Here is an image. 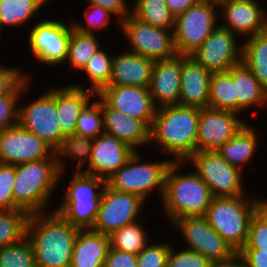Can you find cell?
<instances>
[{
    "mask_svg": "<svg viewBox=\"0 0 267 267\" xmlns=\"http://www.w3.org/2000/svg\"><path fill=\"white\" fill-rule=\"evenodd\" d=\"M94 138L78 136L75 134L66 135L60 147L55 151L57 157L58 168L60 171L59 181H61L66 167L65 160L74 161L75 172H83V166L86 164L87 168L90 162L91 151ZM65 159V160H63Z\"/></svg>",
    "mask_w": 267,
    "mask_h": 267,
    "instance_id": "obj_29",
    "label": "cell"
},
{
    "mask_svg": "<svg viewBox=\"0 0 267 267\" xmlns=\"http://www.w3.org/2000/svg\"><path fill=\"white\" fill-rule=\"evenodd\" d=\"M181 69L182 55L154 62L148 88L156 108L178 104Z\"/></svg>",
    "mask_w": 267,
    "mask_h": 267,
    "instance_id": "obj_21",
    "label": "cell"
},
{
    "mask_svg": "<svg viewBox=\"0 0 267 267\" xmlns=\"http://www.w3.org/2000/svg\"><path fill=\"white\" fill-rule=\"evenodd\" d=\"M184 163L173 161L165 177L161 207L170 225L183 217L205 216L213 199L209 187L194 170L192 173H179Z\"/></svg>",
    "mask_w": 267,
    "mask_h": 267,
    "instance_id": "obj_3",
    "label": "cell"
},
{
    "mask_svg": "<svg viewBox=\"0 0 267 267\" xmlns=\"http://www.w3.org/2000/svg\"><path fill=\"white\" fill-rule=\"evenodd\" d=\"M145 204L138 195L109 188L105 185L95 223L91 230L110 236L125 225L137 221Z\"/></svg>",
    "mask_w": 267,
    "mask_h": 267,
    "instance_id": "obj_13",
    "label": "cell"
},
{
    "mask_svg": "<svg viewBox=\"0 0 267 267\" xmlns=\"http://www.w3.org/2000/svg\"><path fill=\"white\" fill-rule=\"evenodd\" d=\"M165 1L170 12L176 18L177 16L184 13L192 5L198 3L200 0H165Z\"/></svg>",
    "mask_w": 267,
    "mask_h": 267,
    "instance_id": "obj_50",
    "label": "cell"
},
{
    "mask_svg": "<svg viewBox=\"0 0 267 267\" xmlns=\"http://www.w3.org/2000/svg\"><path fill=\"white\" fill-rule=\"evenodd\" d=\"M17 124L45 141L56 151L65 137L57 117L56 86L45 90V93L26 105L19 104Z\"/></svg>",
    "mask_w": 267,
    "mask_h": 267,
    "instance_id": "obj_10",
    "label": "cell"
},
{
    "mask_svg": "<svg viewBox=\"0 0 267 267\" xmlns=\"http://www.w3.org/2000/svg\"><path fill=\"white\" fill-rule=\"evenodd\" d=\"M177 251L171 245L166 267H210L211 261L193 250L180 248Z\"/></svg>",
    "mask_w": 267,
    "mask_h": 267,
    "instance_id": "obj_44",
    "label": "cell"
},
{
    "mask_svg": "<svg viewBox=\"0 0 267 267\" xmlns=\"http://www.w3.org/2000/svg\"><path fill=\"white\" fill-rule=\"evenodd\" d=\"M114 55H108L106 50L99 49L89 59L87 64L81 70L87 75L91 82L89 90L98 94L111 79L112 65Z\"/></svg>",
    "mask_w": 267,
    "mask_h": 267,
    "instance_id": "obj_37",
    "label": "cell"
},
{
    "mask_svg": "<svg viewBox=\"0 0 267 267\" xmlns=\"http://www.w3.org/2000/svg\"><path fill=\"white\" fill-rule=\"evenodd\" d=\"M141 158L135 151L127 163L106 180V185L117 191L138 195L145 201L156 189L159 190L160 200H162L165 177L168 167L173 162L172 157L162 161H148V163L142 162Z\"/></svg>",
    "mask_w": 267,
    "mask_h": 267,
    "instance_id": "obj_7",
    "label": "cell"
},
{
    "mask_svg": "<svg viewBox=\"0 0 267 267\" xmlns=\"http://www.w3.org/2000/svg\"><path fill=\"white\" fill-rule=\"evenodd\" d=\"M131 14L140 21L152 26L173 29L175 17L165 0H134Z\"/></svg>",
    "mask_w": 267,
    "mask_h": 267,
    "instance_id": "obj_33",
    "label": "cell"
},
{
    "mask_svg": "<svg viewBox=\"0 0 267 267\" xmlns=\"http://www.w3.org/2000/svg\"><path fill=\"white\" fill-rule=\"evenodd\" d=\"M154 60L128 50L114 54L111 79L107 86L150 85Z\"/></svg>",
    "mask_w": 267,
    "mask_h": 267,
    "instance_id": "obj_23",
    "label": "cell"
},
{
    "mask_svg": "<svg viewBox=\"0 0 267 267\" xmlns=\"http://www.w3.org/2000/svg\"><path fill=\"white\" fill-rule=\"evenodd\" d=\"M258 2V0L218 1L217 11L220 13V19L223 18V23L219 25L235 35L244 37V40L267 30V14Z\"/></svg>",
    "mask_w": 267,
    "mask_h": 267,
    "instance_id": "obj_18",
    "label": "cell"
},
{
    "mask_svg": "<svg viewBox=\"0 0 267 267\" xmlns=\"http://www.w3.org/2000/svg\"><path fill=\"white\" fill-rule=\"evenodd\" d=\"M26 76L30 78L17 66L6 68L0 64V96L10 93Z\"/></svg>",
    "mask_w": 267,
    "mask_h": 267,
    "instance_id": "obj_46",
    "label": "cell"
},
{
    "mask_svg": "<svg viewBox=\"0 0 267 267\" xmlns=\"http://www.w3.org/2000/svg\"><path fill=\"white\" fill-rule=\"evenodd\" d=\"M147 230L137 221L125 225L110 236V248L137 255L150 242Z\"/></svg>",
    "mask_w": 267,
    "mask_h": 267,
    "instance_id": "obj_36",
    "label": "cell"
},
{
    "mask_svg": "<svg viewBox=\"0 0 267 267\" xmlns=\"http://www.w3.org/2000/svg\"><path fill=\"white\" fill-rule=\"evenodd\" d=\"M190 163L209 187L213 197L246 195L244 173L228 163L217 151L196 152L185 161V164Z\"/></svg>",
    "mask_w": 267,
    "mask_h": 267,
    "instance_id": "obj_9",
    "label": "cell"
},
{
    "mask_svg": "<svg viewBox=\"0 0 267 267\" xmlns=\"http://www.w3.org/2000/svg\"><path fill=\"white\" fill-rule=\"evenodd\" d=\"M248 121L240 131L222 145L217 152L232 166L239 168L242 172L245 165L254 158L258 148V137L256 130Z\"/></svg>",
    "mask_w": 267,
    "mask_h": 267,
    "instance_id": "obj_28",
    "label": "cell"
},
{
    "mask_svg": "<svg viewBox=\"0 0 267 267\" xmlns=\"http://www.w3.org/2000/svg\"><path fill=\"white\" fill-rule=\"evenodd\" d=\"M267 200L256 197H213L205 218L236 252L246 244L249 225L257 209Z\"/></svg>",
    "mask_w": 267,
    "mask_h": 267,
    "instance_id": "obj_5",
    "label": "cell"
},
{
    "mask_svg": "<svg viewBox=\"0 0 267 267\" xmlns=\"http://www.w3.org/2000/svg\"><path fill=\"white\" fill-rule=\"evenodd\" d=\"M63 86L56 87V109L60 129L66 136L75 133L78 117L96 93L78 82Z\"/></svg>",
    "mask_w": 267,
    "mask_h": 267,
    "instance_id": "obj_24",
    "label": "cell"
},
{
    "mask_svg": "<svg viewBox=\"0 0 267 267\" xmlns=\"http://www.w3.org/2000/svg\"><path fill=\"white\" fill-rule=\"evenodd\" d=\"M200 108L171 105L156 108L149 143L157 145L173 161H186L196 153ZM169 153V154H168Z\"/></svg>",
    "mask_w": 267,
    "mask_h": 267,
    "instance_id": "obj_2",
    "label": "cell"
},
{
    "mask_svg": "<svg viewBox=\"0 0 267 267\" xmlns=\"http://www.w3.org/2000/svg\"><path fill=\"white\" fill-rule=\"evenodd\" d=\"M228 110L200 108L196 152L217 151L248 122Z\"/></svg>",
    "mask_w": 267,
    "mask_h": 267,
    "instance_id": "obj_17",
    "label": "cell"
},
{
    "mask_svg": "<svg viewBox=\"0 0 267 267\" xmlns=\"http://www.w3.org/2000/svg\"><path fill=\"white\" fill-rule=\"evenodd\" d=\"M14 183L15 165L0 163V210H15Z\"/></svg>",
    "mask_w": 267,
    "mask_h": 267,
    "instance_id": "obj_45",
    "label": "cell"
},
{
    "mask_svg": "<svg viewBox=\"0 0 267 267\" xmlns=\"http://www.w3.org/2000/svg\"><path fill=\"white\" fill-rule=\"evenodd\" d=\"M98 95L113 109L140 120L149 130L156 107L149 88L137 86H105Z\"/></svg>",
    "mask_w": 267,
    "mask_h": 267,
    "instance_id": "obj_19",
    "label": "cell"
},
{
    "mask_svg": "<svg viewBox=\"0 0 267 267\" xmlns=\"http://www.w3.org/2000/svg\"><path fill=\"white\" fill-rule=\"evenodd\" d=\"M246 267H267V251L263 249H241Z\"/></svg>",
    "mask_w": 267,
    "mask_h": 267,
    "instance_id": "obj_49",
    "label": "cell"
},
{
    "mask_svg": "<svg viewBox=\"0 0 267 267\" xmlns=\"http://www.w3.org/2000/svg\"><path fill=\"white\" fill-rule=\"evenodd\" d=\"M46 6L43 0H1L0 1V37L3 27H24L27 22Z\"/></svg>",
    "mask_w": 267,
    "mask_h": 267,
    "instance_id": "obj_31",
    "label": "cell"
},
{
    "mask_svg": "<svg viewBox=\"0 0 267 267\" xmlns=\"http://www.w3.org/2000/svg\"><path fill=\"white\" fill-rule=\"evenodd\" d=\"M121 31L130 45L128 51L154 61L178 55L173 29L152 26L135 18L132 14L120 23ZM172 30V31H171Z\"/></svg>",
    "mask_w": 267,
    "mask_h": 267,
    "instance_id": "obj_11",
    "label": "cell"
},
{
    "mask_svg": "<svg viewBox=\"0 0 267 267\" xmlns=\"http://www.w3.org/2000/svg\"><path fill=\"white\" fill-rule=\"evenodd\" d=\"M27 76L8 94L0 96V132L18 123V104L23 94L30 90Z\"/></svg>",
    "mask_w": 267,
    "mask_h": 267,
    "instance_id": "obj_39",
    "label": "cell"
},
{
    "mask_svg": "<svg viewBox=\"0 0 267 267\" xmlns=\"http://www.w3.org/2000/svg\"><path fill=\"white\" fill-rule=\"evenodd\" d=\"M178 229L186 249L193 250L211 262L230 258L236 251L208 223L204 216L183 217L171 224Z\"/></svg>",
    "mask_w": 267,
    "mask_h": 267,
    "instance_id": "obj_14",
    "label": "cell"
},
{
    "mask_svg": "<svg viewBox=\"0 0 267 267\" xmlns=\"http://www.w3.org/2000/svg\"><path fill=\"white\" fill-rule=\"evenodd\" d=\"M210 267H246V264L242 255L236 252L228 259L211 262Z\"/></svg>",
    "mask_w": 267,
    "mask_h": 267,
    "instance_id": "obj_51",
    "label": "cell"
},
{
    "mask_svg": "<svg viewBox=\"0 0 267 267\" xmlns=\"http://www.w3.org/2000/svg\"><path fill=\"white\" fill-rule=\"evenodd\" d=\"M233 32L218 25L191 54L211 73L226 72L242 62V44Z\"/></svg>",
    "mask_w": 267,
    "mask_h": 267,
    "instance_id": "obj_15",
    "label": "cell"
},
{
    "mask_svg": "<svg viewBox=\"0 0 267 267\" xmlns=\"http://www.w3.org/2000/svg\"><path fill=\"white\" fill-rule=\"evenodd\" d=\"M59 176L57 158L15 165V210H23L30 215L46 212L52 193L60 182Z\"/></svg>",
    "mask_w": 267,
    "mask_h": 267,
    "instance_id": "obj_4",
    "label": "cell"
},
{
    "mask_svg": "<svg viewBox=\"0 0 267 267\" xmlns=\"http://www.w3.org/2000/svg\"><path fill=\"white\" fill-rule=\"evenodd\" d=\"M103 267H137V255L109 248Z\"/></svg>",
    "mask_w": 267,
    "mask_h": 267,
    "instance_id": "obj_48",
    "label": "cell"
},
{
    "mask_svg": "<svg viewBox=\"0 0 267 267\" xmlns=\"http://www.w3.org/2000/svg\"><path fill=\"white\" fill-rule=\"evenodd\" d=\"M227 72L231 75L238 98V114L250 110L267 107V89L256 79L251 69L240 62Z\"/></svg>",
    "mask_w": 267,
    "mask_h": 267,
    "instance_id": "obj_27",
    "label": "cell"
},
{
    "mask_svg": "<svg viewBox=\"0 0 267 267\" xmlns=\"http://www.w3.org/2000/svg\"><path fill=\"white\" fill-rule=\"evenodd\" d=\"M97 38L95 33L80 32L72 27L66 60L71 69L81 71L96 51L102 48Z\"/></svg>",
    "mask_w": 267,
    "mask_h": 267,
    "instance_id": "obj_34",
    "label": "cell"
},
{
    "mask_svg": "<svg viewBox=\"0 0 267 267\" xmlns=\"http://www.w3.org/2000/svg\"><path fill=\"white\" fill-rule=\"evenodd\" d=\"M30 214L23 210H0V248L27 237Z\"/></svg>",
    "mask_w": 267,
    "mask_h": 267,
    "instance_id": "obj_35",
    "label": "cell"
},
{
    "mask_svg": "<svg viewBox=\"0 0 267 267\" xmlns=\"http://www.w3.org/2000/svg\"><path fill=\"white\" fill-rule=\"evenodd\" d=\"M89 4L101 6L115 16L118 27L131 14V7L126 0H88ZM130 7V8H129Z\"/></svg>",
    "mask_w": 267,
    "mask_h": 267,
    "instance_id": "obj_47",
    "label": "cell"
},
{
    "mask_svg": "<svg viewBox=\"0 0 267 267\" xmlns=\"http://www.w3.org/2000/svg\"><path fill=\"white\" fill-rule=\"evenodd\" d=\"M218 3L200 0L175 18L173 36L178 55H191L217 27Z\"/></svg>",
    "mask_w": 267,
    "mask_h": 267,
    "instance_id": "obj_8",
    "label": "cell"
},
{
    "mask_svg": "<svg viewBox=\"0 0 267 267\" xmlns=\"http://www.w3.org/2000/svg\"><path fill=\"white\" fill-rule=\"evenodd\" d=\"M57 158L55 150L18 124L0 132V163L18 165Z\"/></svg>",
    "mask_w": 267,
    "mask_h": 267,
    "instance_id": "obj_16",
    "label": "cell"
},
{
    "mask_svg": "<svg viewBox=\"0 0 267 267\" xmlns=\"http://www.w3.org/2000/svg\"><path fill=\"white\" fill-rule=\"evenodd\" d=\"M31 27L28 46L35 59L44 65H61L68 57V44L71 37L72 23L66 25L55 19H39Z\"/></svg>",
    "mask_w": 267,
    "mask_h": 267,
    "instance_id": "obj_12",
    "label": "cell"
},
{
    "mask_svg": "<svg viewBox=\"0 0 267 267\" xmlns=\"http://www.w3.org/2000/svg\"><path fill=\"white\" fill-rule=\"evenodd\" d=\"M211 74L191 55H182L181 88L178 104L208 108Z\"/></svg>",
    "mask_w": 267,
    "mask_h": 267,
    "instance_id": "obj_22",
    "label": "cell"
},
{
    "mask_svg": "<svg viewBox=\"0 0 267 267\" xmlns=\"http://www.w3.org/2000/svg\"><path fill=\"white\" fill-rule=\"evenodd\" d=\"M0 267H36L31 241L25 237L14 245L1 247Z\"/></svg>",
    "mask_w": 267,
    "mask_h": 267,
    "instance_id": "obj_40",
    "label": "cell"
},
{
    "mask_svg": "<svg viewBox=\"0 0 267 267\" xmlns=\"http://www.w3.org/2000/svg\"><path fill=\"white\" fill-rule=\"evenodd\" d=\"M79 230L55 209L32 214L27 238L33 245L36 267H70Z\"/></svg>",
    "mask_w": 267,
    "mask_h": 267,
    "instance_id": "obj_1",
    "label": "cell"
},
{
    "mask_svg": "<svg viewBox=\"0 0 267 267\" xmlns=\"http://www.w3.org/2000/svg\"><path fill=\"white\" fill-rule=\"evenodd\" d=\"M170 249L169 243L148 244L137 254V267H166Z\"/></svg>",
    "mask_w": 267,
    "mask_h": 267,
    "instance_id": "obj_43",
    "label": "cell"
},
{
    "mask_svg": "<svg viewBox=\"0 0 267 267\" xmlns=\"http://www.w3.org/2000/svg\"><path fill=\"white\" fill-rule=\"evenodd\" d=\"M135 153L131 147L113 135L102 133L94 138L90 162L84 173L97 176L105 181L125 165Z\"/></svg>",
    "mask_w": 267,
    "mask_h": 267,
    "instance_id": "obj_20",
    "label": "cell"
},
{
    "mask_svg": "<svg viewBox=\"0 0 267 267\" xmlns=\"http://www.w3.org/2000/svg\"><path fill=\"white\" fill-rule=\"evenodd\" d=\"M242 249H263L267 251V200L252 216L247 242Z\"/></svg>",
    "mask_w": 267,
    "mask_h": 267,
    "instance_id": "obj_41",
    "label": "cell"
},
{
    "mask_svg": "<svg viewBox=\"0 0 267 267\" xmlns=\"http://www.w3.org/2000/svg\"><path fill=\"white\" fill-rule=\"evenodd\" d=\"M104 179L84 172H74L70 185L65 189L63 202L55 207L69 223L80 229H91L99 210Z\"/></svg>",
    "mask_w": 267,
    "mask_h": 267,
    "instance_id": "obj_6",
    "label": "cell"
},
{
    "mask_svg": "<svg viewBox=\"0 0 267 267\" xmlns=\"http://www.w3.org/2000/svg\"><path fill=\"white\" fill-rule=\"evenodd\" d=\"M242 62L267 89V30L245 39L242 43Z\"/></svg>",
    "mask_w": 267,
    "mask_h": 267,
    "instance_id": "obj_30",
    "label": "cell"
},
{
    "mask_svg": "<svg viewBox=\"0 0 267 267\" xmlns=\"http://www.w3.org/2000/svg\"><path fill=\"white\" fill-rule=\"evenodd\" d=\"M95 98L97 100H92L78 117L74 133L75 135L97 138L104 133L101 97L96 94Z\"/></svg>",
    "mask_w": 267,
    "mask_h": 267,
    "instance_id": "obj_38",
    "label": "cell"
},
{
    "mask_svg": "<svg viewBox=\"0 0 267 267\" xmlns=\"http://www.w3.org/2000/svg\"><path fill=\"white\" fill-rule=\"evenodd\" d=\"M208 107L216 110H228L238 114V98L235 85L227 71L211 74Z\"/></svg>",
    "mask_w": 267,
    "mask_h": 267,
    "instance_id": "obj_32",
    "label": "cell"
},
{
    "mask_svg": "<svg viewBox=\"0 0 267 267\" xmlns=\"http://www.w3.org/2000/svg\"><path fill=\"white\" fill-rule=\"evenodd\" d=\"M109 248V236L91 229H80L74 243L70 267H103Z\"/></svg>",
    "mask_w": 267,
    "mask_h": 267,
    "instance_id": "obj_26",
    "label": "cell"
},
{
    "mask_svg": "<svg viewBox=\"0 0 267 267\" xmlns=\"http://www.w3.org/2000/svg\"><path fill=\"white\" fill-rule=\"evenodd\" d=\"M101 108L104 133L113 135L135 151L138 146L149 144V129L140 120L111 108L102 98Z\"/></svg>",
    "mask_w": 267,
    "mask_h": 267,
    "instance_id": "obj_25",
    "label": "cell"
},
{
    "mask_svg": "<svg viewBox=\"0 0 267 267\" xmlns=\"http://www.w3.org/2000/svg\"><path fill=\"white\" fill-rule=\"evenodd\" d=\"M86 23L72 22L73 28L77 31L94 34L95 30H107L106 26L111 22V17L114 15L101 6L89 4L84 11ZM105 27V28H104ZM94 31V32H93Z\"/></svg>",
    "mask_w": 267,
    "mask_h": 267,
    "instance_id": "obj_42",
    "label": "cell"
}]
</instances>
